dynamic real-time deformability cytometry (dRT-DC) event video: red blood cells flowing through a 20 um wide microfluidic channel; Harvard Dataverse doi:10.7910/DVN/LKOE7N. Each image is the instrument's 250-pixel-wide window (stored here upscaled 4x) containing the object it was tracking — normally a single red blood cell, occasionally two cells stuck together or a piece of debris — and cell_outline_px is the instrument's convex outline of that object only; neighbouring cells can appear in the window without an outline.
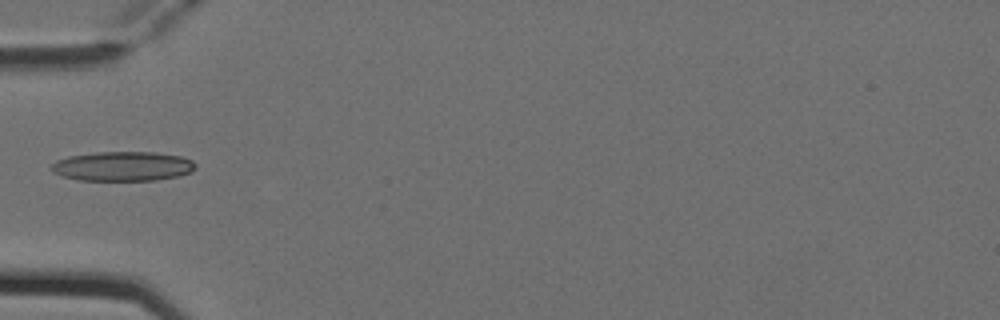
{"species": "Egyptian fruit bat (a non-hibernating species)", "species_latin": "Rousettus aegyptiacus", "temperature_condition": "cold", "stored_images_in_passage": 2, "camera_frame_rate_fps": 3000, "um_per_image_px": 0.085, "animal": {"sex": "female"}, "frame": {"image": 1, "passage_image": 1, "time_ms": 0.0, "image_size_px": [1000, 320], "cell_outline_px": [[196, 168], [192, 172], [180, 176], [156, 180], [80, 180], [64, 176], [52, 172], [48, 168], [56, 160], [68, 156], [96, 152], [156, 152], [180, 156], [192, 160], [196, 164]], "centroid_in_image_um": [10.44, 14.13], "position_along_channel_um": 74.6, "area_um2": 24.97}}
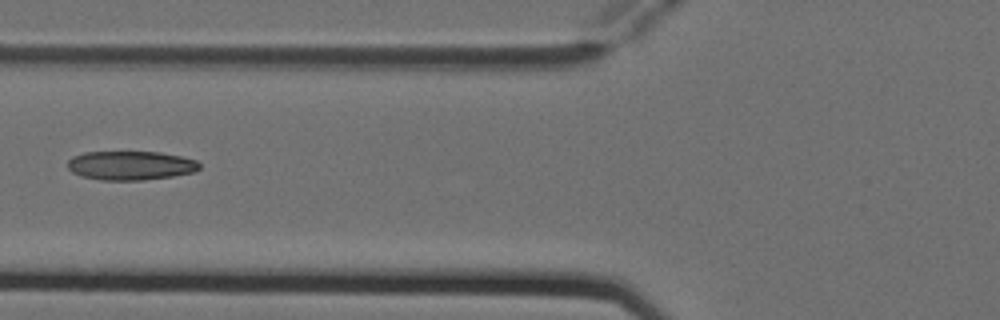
{"frame": {"image": 2, "passage_image": 2, "time_ms": 0.333, "image_size_px": [1000, 320], "cell_outline_px": [[200, 168], [196, 172], [172, 176], [144, 180], [100, 180], [80, 176], [72, 172], [68, 168], [68, 160], [72, 156], [84, 152], [160, 152], [180, 156], [196, 160], [200, 164]], "centroid_in_image_um": [11.09, 14.07], "position_along_channel_um": 114.7, "area_um2": 22.43}}